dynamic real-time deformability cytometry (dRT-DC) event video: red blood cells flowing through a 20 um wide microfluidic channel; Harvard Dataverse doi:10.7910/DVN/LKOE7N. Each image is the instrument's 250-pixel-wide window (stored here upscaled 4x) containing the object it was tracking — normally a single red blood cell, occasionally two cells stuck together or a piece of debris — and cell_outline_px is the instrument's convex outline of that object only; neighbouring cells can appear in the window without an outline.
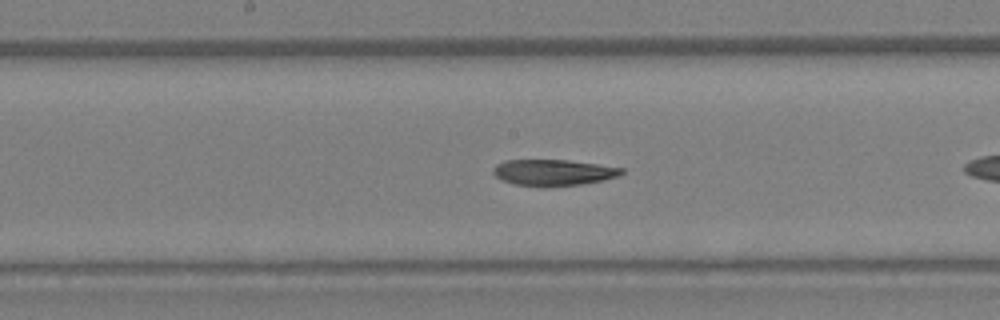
{"species": "Egyptian fruit bat (a non-hibernating species)", "species_latin": "Rousettus aegyptiacus", "temperature_condition": "warm", "stored_images_in_passage": 20, "camera_frame_rate_fps": 3000, "um_per_image_px": 0.085, "animal": {"sex": "female"}, "frame": {"image": 1, "passage_image": 9, "time_ms": 2.667, "image_size_px": [1000, 320], "cell_outline_px": [[624, 172], [616, 176], [604, 180], [580, 184], [516, 184], [504, 180], [496, 176], [492, 172], [492, 168], [496, 164], [504, 160], [568, 160], [624, 168]], "centroid_in_image_um": [47.03, 14.61], "position_along_channel_um": 201.2, "area_um2": 18.73}}